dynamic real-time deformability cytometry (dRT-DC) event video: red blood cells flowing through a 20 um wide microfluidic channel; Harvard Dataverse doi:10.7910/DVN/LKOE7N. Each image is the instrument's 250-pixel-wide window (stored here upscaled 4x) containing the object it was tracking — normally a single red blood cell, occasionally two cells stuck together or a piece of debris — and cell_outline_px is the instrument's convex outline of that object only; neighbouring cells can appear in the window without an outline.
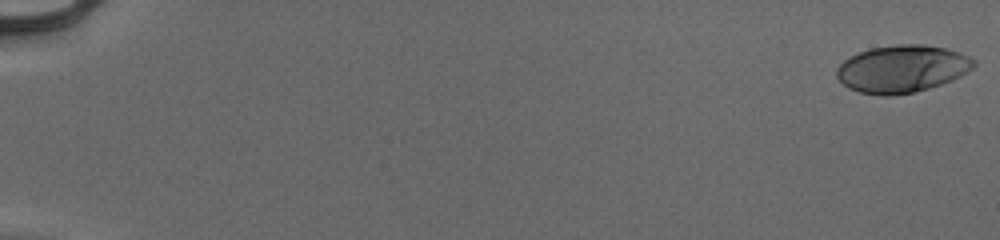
{"species": "human", "species_latin": "Homo sapiens", "temperature_condition": "cold", "stored_images_in_passage": 54, "camera_frame_rate_fps": 3000, "um_per_image_px": 0.085, "donor": {"sex": "male"}, "frame": {"image": 1, "passage_image": 1, "time_ms": 0.0, "image_size_px": [1000, 240], "cell_outline_px": [[976, 64], [972, 68], [960, 76], [952, 80], [928, 88], [912, 92], [888, 96], [884, 96], [860, 92], [848, 88], [836, 76], [836, 68], [844, 60], [860, 52], [872, 48], [896, 44], [924, 44], [944, 48], [960, 52], [976, 60]], "centroid_in_image_um": [76.68, 5.84], "position_along_channel_um": 8.3, "area_um2": 37.63}}
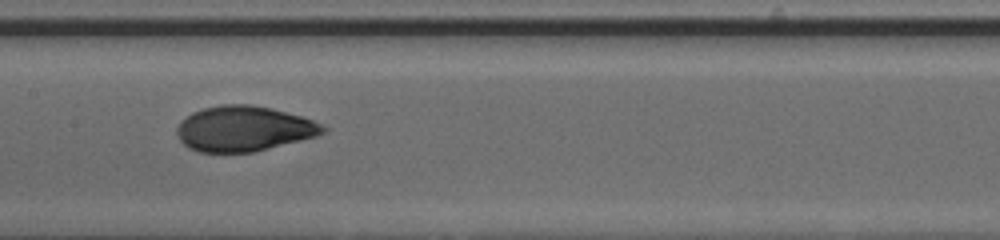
{"frame": {"image": 2, "passage_image": 30, "time_ms": 9.667, "image_size_px": [1000, 240], "cell_outline_px": [[328, 128], [324, 132], [316, 136], [252, 152], [200, 152], [188, 148], [180, 140], [176, 132], [176, 128], [180, 120], [192, 112], [204, 108], [224, 104], [248, 104], [272, 108], [300, 116], [324, 124]], "centroid_in_image_um": [20.7, 10.93], "position_along_channel_um": 186.7, "area_um2": 38.44}}
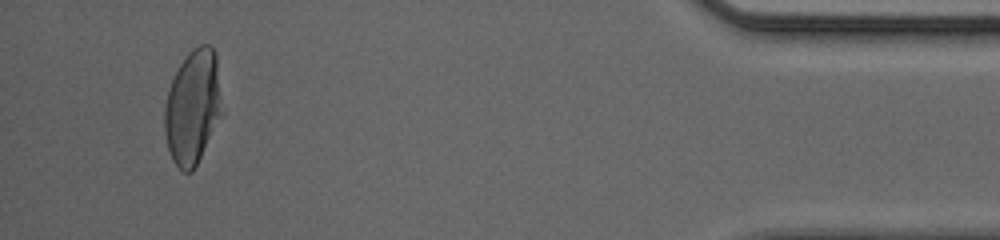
{"frame": {"image": 3, "passage_image": 52, "time_ms": 17.0, "image_size_px": [1000, 240], "cell_outline_px": [[224, 116], [192, 172], [184, 172], [172, 160], [168, 148], [164, 132], [164, 108], [168, 92], [172, 80], [180, 64], [188, 52], [200, 44], [208, 44], [216, 52], [224, 112]], "centroid_in_image_um": [16.43, 9.1], "position_along_channel_um": 418.8, "area_um2": 39.02}, "authors_computed_cell_mechanics": {"area_um2": 38.2925, "velocity_mm_per_s": 3.9514, "shape_relaxation_time_tau1_ms": 5.1693, "shape_relaxation_time_tau2_ms": 0.8789, "deformation_change_tau1": 0.2183, "deformation_change_tau2": 0.0508}}